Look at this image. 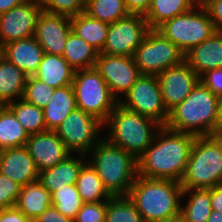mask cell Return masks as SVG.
Masks as SVG:
<instances>
[{"label": "cell", "mask_w": 222, "mask_h": 222, "mask_svg": "<svg viewBox=\"0 0 222 222\" xmlns=\"http://www.w3.org/2000/svg\"><path fill=\"white\" fill-rule=\"evenodd\" d=\"M195 138V135L162 126L152 144L137 159V175L180 182Z\"/></svg>", "instance_id": "cell-1"}, {"label": "cell", "mask_w": 222, "mask_h": 222, "mask_svg": "<svg viewBox=\"0 0 222 222\" xmlns=\"http://www.w3.org/2000/svg\"><path fill=\"white\" fill-rule=\"evenodd\" d=\"M219 116V96L199 81L187 98L169 111L165 127L195 136H212L219 134Z\"/></svg>", "instance_id": "cell-2"}, {"label": "cell", "mask_w": 222, "mask_h": 222, "mask_svg": "<svg viewBox=\"0 0 222 222\" xmlns=\"http://www.w3.org/2000/svg\"><path fill=\"white\" fill-rule=\"evenodd\" d=\"M182 193L179 181L137 175L127 196L144 222H162L180 216Z\"/></svg>", "instance_id": "cell-3"}, {"label": "cell", "mask_w": 222, "mask_h": 222, "mask_svg": "<svg viewBox=\"0 0 222 222\" xmlns=\"http://www.w3.org/2000/svg\"><path fill=\"white\" fill-rule=\"evenodd\" d=\"M89 162L111 196H127L137 177V159L102 138L88 153Z\"/></svg>", "instance_id": "cell-4"}, {"label": "cell", "mask_w": 222, "mask_h": 222, "mask_svg": "<svg viewBox=\"0 0 222 222\" xmlns=\"http://www.w3.org/2000/svg\"><path fill=\"white\" fill-rule=\"evenodd\" d=\"M110 129L106 140L123 148L138 159L152 144L162 125L125 109L119 103L114 107L104 126Z\"/></svg>", "instance_id": "cell-5"}, {"label": "cell", "mask_w": 222, "mask_h": 222, "mask_svg": "<svg viewBox=\"0 0 222 222\" xmlns=\"http://www.w3.org/2000/svg\"><path fill=\"white\" fill-rule=\"evenodd\" d=\"M180 183L183 189H209L222 184V134L196 136Z\"/></svg>", "instance_id": "cell-6"}, {"label": "cell", "mask_w": 222, "mask_h": 222, "mask_svg": "<svg viewBox=\"0 0 222 222\" xmlns=\"http://www.w3.org/2000/svg\"><path fill=\"white\" fill-rule=\"evenodd\" d=\"M156 30L177 45L184 54L216 32L201 3L192 10L167 20Z\"/></svg>", "instance_id": "cell-7"}, {"label": "cell", "mask_w": 222, "mask_h": 222, "mask_svg": "<svg viewBox=\"0 0 222 222\" xmlns=\"http://www.w3.org/2000/svg\"><path fill=\"white\" fill-rule=\"evenodd\" d=\"M72 85L77 108L104 123L119 103L110 93L108 85L94 68L75 71Z\"/></svg>", "instance_id": "cell-8"}, {"label": "cell", "mask_w": 222, "mask_h": 222, "mask_svg": "<svg viewBox=\"0 0 222 222\" xmlns=\"http://www.w3.org/2000/svg\"><path fill=\"white\" fill-rule=\"evenodd\" d=\"M141 75H155L184 61V53L156 29H150L134 53Z\"/></svg>", "instance_id": "cell-9"}, {"label": "cell", "mask_w": 222, "mask_h": 222, "mask_svg": "<svg viewBox=\"0 0 222 222\" xmlns=\"http://www.w3.org/2000/svg\"><path fill=\"white\" fill-rule=\"evenodd\" d=\"M124 97L125 99L121 98L119 104L125 109L165 126L169 112L163 103L157 76L140 75Z\"/></svg>", "instance_id": "cell-10"}, {"label": "cell", "mask_w": 222, "mask_h": 222, "mask_svg": "<svg viewBox=\"0 0 222 222\" xmlns=\"http://www.w3.org/2000/svg\"><path fill=\"white\" fill-rule=\"evenodd\" d=\"M102 127L103 123L96 117L76 108L55 129V133L71 153L88 155L102 139L99 137V130Z\"/></svg>", "instance_id": "cell-11"}, {"label": "cell", "mask_w": 222, "mask_h": 222, "mask_svg": "<svg viewBox=\"0 0 222 222\" xmlns=\"http://www.w3.org/2000/svg\"><path fill=\"white\" fill-rule=\"evenodd\" d=\"M149 30L143 15L129 14L109 24L106 43L100 53L133 57Z\"/></svg>", "instance_id": "cell-12"}, {"label": "cell", "mask_w": 222, "mask_h": 222, "mask_svg": "<svg viewBox=\"0 0 222 222\" xmlns=\"http://www.w3.org/2000/svg\"><path fill=\"white\" fill-rule=\"evenodd\" d=\"M95 69L108 85L111 95L119 102L118 93L126 95L141 73L134 57L99 53Z\"/></svg>", "instance_id": "cell-13"}, {"label": "cell", "mask_w": 222, "mask_h": 222, "mask_svg": "<svg viewBox=\"0 0 222 222\" xmlns=\"http://www.w3.org/2000/svg\"><path fill=\"white\" fill-rule=\"evenodd\" d=\"M41 12L42 7L37 0H27L0 14V49L10 42L34 36Z\"/></svg>", "instance_id": "cell-14"}, {"label": "cell", "mask_w": 222, "mask_h": 222, "mask_svg": "<svg viewBox=\"0 0 222 222\" xmlns=\"http://www.w3.org/2000/svg\"><path fill=\"white\" fill-rule=\"evenodd\" d=\"M157 78L168 112L182 103L200 81V76L185 61L161 72Z\"/></svg>", "instance_id": "cell-15"}, {"label": "cell", "mask_w": 222, "mask_h": 222, "mask_svg": "<svg viewBox=\"0 0 222 222\" xmlns=\"http://www.w3.org/2000/svg\"><path fill=\"white\" fill-rule=\"evenodd\" d=\"M70 32V17L42 11L37 19L34 37L45 53L62 56Z\"/></svg>", "instance_id": "cell-16"}, {"label": "cell", "mask_w": 222, "mask_h": 222, "mask_svg": "<svg viewBox=\"0 0 222 222\" xmlns=\"http://www.w3.org/2000/svg\"><path fill=\"white\" fill-rule=\"evenodd\" d=\"M37 170L53 167L72 154L55 131L31 134L25 144Z\"/></svg>", "instance_id": "cell-17"}, {"label": "cell", "mask_w": 222, "mask_h": 222, "mask_svg": "<svg viewBox=\"0 0 222 222\" xmlns=\"http://www.w3.org/2000/svg\"><path fill=\"white\" fill-rule=\"evenodd\" d=\"M0 173L21 186L39 179V171L25 146L0 150Z\"/></svg>", "instance_id": "cell-18"}, {"label": "cell", "mask_w": 222, "mask_h": 222, "mask_svg": "<svg viewBox=\"0 0 222 222\" xmlns=\"http://www.w3.org/2000/svg\"><path fill=\"white\" fill-rule=\"evenodd\" d=\"M0 54L16 65L27 76H34L45 54L34 36L4 45Z\"/></svg>", "instance_id": "cell-19"}, {"label": "cell", "mask_w": 222, "mask_h": 222, "mask_svg": "<svg viewBox=\"0 0 222 222\" xmlns=\"http://www.w3.org/2000/svg\"><path fill=\"white\" fill-rule=\"evenodd\" d=\"M184 61L201 77L205 72L222 68V32H215L184 54Z\"/></svg>", "instance_id": "cell-20"}, {"label": "cell", "mask_w": 222, "mask_h": 222, "mask_svg": "<svg viewBox=\"0 0 222 222\" xmlns=\"http://www.w3.org/2000/svg\"><path fill=\"white\" fill-rule=\"evenodd\" d=\"M86 156L70 154L57 165L40 171L38 180L51 194L67 184H76L80 169L88 162Z\"/></svg>", "instance_id": "cell-21"}, {"label": "cell", "mask_w": 222, "mask_h": 222, "mask_svg": "<svg viewBox=\"0 0 222 222\" xmlns=\"http://www.w3.org/2000/svg\"><path fill=\"white\" fill-rule=\"evenodd\" d=\"M77 108L73 85L56 88L51 100L42 109L47 130L55 131L62 121Z\"/></svg>", "instance_id": "cell-22"}, {"label": "cell", "mask_w": 222, "mask_h": 222, "mask_svg": "<svg viewBox=\"0 0 222 222\" xmlns=\"http://www.w3.org/2000/svg\"><path fill=\"white\" fill-rule=\"evenodd\" d=\"M74 73L63 56L45 53L34 77L56 89L71 85Z\"/></svg>", "instance_id": "cell-23"}, {"label": "cell", "mask_w": 222, "mask_h": 222, "mask_svg": "<svg viewBox=\"0 0 222 222\" xmlns=\"http://www.w3.org/2000/svg\"><path fill=\"white\" fill-rule=\"evenodd\" d=\"M51 205V193L36 180L21 186L15 207L33 222Z\"/></svg>", "instance_id": "cell-24"}, {"label": "cell", "mask_w": 222, "mask_h": 222, "mask_svg": "<svg viewBox=\"0 0 222 222\" xmlns=\"http://www.w3.org/2000/svg\"><path fill=\"white\" fill-rule=\"evenodd\" d=\"M27 78L21 69L0 54V104L6 105L21 99Z\"/></svg>", "instance_id": "cell-25"}, {"label": "cell", "mask_w": 222, "mask_h": 222, "mask_svg": "<svg viewBox=\"0 0 222 222\" xmlns=\"http://www.w3.org/2000/svg\"><path fill=\"white\" fill-rule=\"evenodd\" d=\"M200 2V0H152L144 17L150 29H157L167 20L192 10Z\"/></svg>", "instance_id": "cell-26"}, {"label": "cell", "mask_w": 222, "mask_h": 222, "mask_svg": "<svg viewBox=\"0 0 222 222\" xmlns=\"http://www.w3.org/2000/svg\"><path fill=\"white\" fill-rule=\"evenodd\" d=\"M70 20L71 31L100 53L106 43L109 24L92 18L84 12L70 17Z\"/></svg>", "instance_id": "cell-27"}, {"label": "cell", "mask_w": 222, "mask_h": 222, "mask_svg": "<svg viewBox=\"0 0 222 222\" xmlns=\"http://www.w3.org/2000/svg\"><path fill=\"white\" fill-rule=\"evenodd\" d=\"M99 52L72 31L63 51L64 59L75 70L94 68Z\"/></svg>", "instance_id": "cell-28"}, {"label": "cell", "mask_w": 222, "mask_h": 222, "mask_svg": "<svg viewBox=\"0 0 222 222\" xmlns=\"http://www.w3.org/2000/svg\"><path fill=\"white\" fill-rule=\"evenodd\" d=\"M76 187L83 203L104 202L112 197L89 162H86L80 169Z\"/></svg>", "instance_id": "cell-29"}, {"label": "cell", "mask_w": 222, "mask_h": 222, "mask_svg": "<svg viewBox=\"0 0 222 222\" xmlns=\"http://www.w3.org/2000/svg\"><path fill=\"white\" fill-rule=\"evenodd\" d=\"M193 193L187 204L180 208V217L184 222H207L212 211L210 188L209 189H183L184 196Z\"/></svg>", "instance_id": "cell-30"}, {"label": "cell", "mask_w": 222, "mask_h": 222, "mask_svg": "<svg viewBox=\"0 0 222 222\" xmlns=\"http://www.w3.org/2000/svg\"><path fill=\"white\" fill-rule=\"evenodd\" d=\"M29 134L6 106L0 107V150L25 146Z\"/></svg>", "instance_id": "cell-31"}, {"label": "cell", "mask_w": 222, "mask_h": 222, "mask_svg": "<svg viewBox=\"0 0 222 222\" xmlns=\"http://www.w3.org/2000/svg\"><path fill=\"white\" fill-rule=\"evenodd\" d=\"M6 106L29 135L47 131L42 108L35 106L23 98L10 102Z\"/></svg>", "instance_id": "cell-32"}, {"label": "cell", "mask_w": 222, "mask_h": 222, "mask_svg": "<svg viewBox=\"0 0 222 222\" xmlns=\"http://www.w3.org/2000/svg\"><path fill=\"white\" fill-rule=\"evenodd\" d=\"M84 13L108 24L129 15L124 0H87L84 3Z\"/></svg>", "instance_id": "cell-33"}, {"label": "cell", "mask_w": 222, "mask_h": 222, "mask_svg": "<svg viewBox=\"0 0 222 222\" xmlns=\"http://www.w3.org/2000/svg\"><path fill=\"white\" fill-rule=\"evenodd\" d=\"M105 222H144L128 196H112L107 201Z\"/></svg>", "instance_id": "cell-34"}, {"label": "cell", "mask_w": 222, "mask_h": 222, "mask_svg": "<svg viewBox=\"0 0 222 222\" xmlns=\"http://www.w3.org/2000/svg\"><path fill=\"white\" fill-rule=\"evenodd\" d=\"M52 206L60 213L75 219L82 208L83 201L77 191L76 184H67L51 194Z\"/></svg>", "instance_id": "cell-35"}, {"label": "cell", "mask_w": 222, "mask_h": 222, "mask_svg": "<svg viewBox=\"0 0 222 222\" xmlns=\"http://www.w3.org/2000/svg\"><path fill=\"white\" fill-rule=\"evenodd\" d=\"M55 89L34 76H28L23 99L39 108H44L51 100Z\"/></svg>", "instance_id": "cell-36"}, {"label": "cell", "mask_w": 222, "mask_h": 222, "mask_svg": "<svg viewBox=\"0 0 222 222\" xmlns=\"http://www.w3.org/2000/svg\"><path fill=\"white\" fill-rule=\"evenodd\" d=\"M42 11L73 17L84 12L83 0H37Z\"/></svg>", "instance_id": "cell-37"}, {"label": "cell", "mask_w": 222, "mask_h": 222, "mask_svg": "<svg viewBox=\"0 0 222 222\" xmlns=\"http://www.w3.org/2000/svg\"><path fill=\"white\" fill-rule=\"evenodd\" d=\"M21 185L0 173V210L15 207Z\"/></svg>", "instance_id": "cell-38"}, {"label": "cell", "mask_w": 222, "mask_h": 222, "mask_svg": "<svg viewBox=\"0 0 222 222\" xmlns=\"http://www.w3.org/2000/svg\"><path fill=\"white\" fill-rule=\"evenodd\" d=\"M107 201L83 203L74 222H105Z\"/></svg>", "instance_id": "cell-39"}, {"label": "cell", "mask_w": 222, "mask_h": 222, "mask_svg": "<svg viewBox=\"0 0 222 222\" xmlns=\"http://www.w3.org/2000/svg\"><path fill=\"white\" fill-rule=\"evenodd\" d=\"M200 81L215 95L222 96V68L205 72L200 77Z\"/></svg>", "instance_id": "cell-40"}, {"label": "cell", "mask_w": 222, "mask_h": 222, "mask_svg": "<svg viewBox=\"0 0 222 222\" xmlns=\"http://www.w3.org/2000/svg\"><path fill=\"white\" fill-rule=\"evenodd\" d=\"M207 10L216 32H222V0H201Z\"/></svg>", "instance_id": "cell-41"}, {"label": "cell", "mask_w": 222, "mask_h": 222, "mask_svg": "<svg viewBox=\"0 0 222 222\" xmlns=\"http://www.w3.org/2000/svg\"><path fill=\"white\" fill-rule=\"evenodd\" d=\"M33 222H74V220L64 216L51 205Z\"/></svg>", "instance_id": "cell-42"}, {"label": "cell", "mask_w": 222, "mask_h": 222, "mask_svg": "<svg viewBox=\"0 0 222 222\" xmlns=\"http://www.w3.org/2000/svg\"><path fill=\"white\" fill-rule=\"evenodd\" d=\"M0 222H32L16 207L0 210Z\"/></svg>", "instance_id": "cell-43"}, {"label": "cell", "mask_w": 222, "mask_h": 222, "mask_svg": "<svg viewBox=\"0 0 222 222\" xmlns=\"http://www.w3.org/2000/svg\"><path fill=\"white\" fill-rule=\"evenodd\" d=\"M152 0H124L129 14L145 15L148 12Z\"/></svg>", "instance_id": "cell-44"}, {"label": "cell", "mask_w": 222, "mask_h": 222, "mask_svg": "<svg viewBox=\"0 0 222 222\" xmlns=\"http://www.w3.org/2000/svg\"><path fill=\"white\" fill-rule=\"evenodd\" d=\"M210 198L212 210L222 213V184L210 188Z\"/></svg>", "instance_id": "cell-45"}, {"label": "cell", "mask_w": 222, "mask_h": 222, "mask_svg": "<svg viewBox=\"0 0 222 222\" xmlns=\"http://www.w3.org/2000/svg\"><path fill=\"white\" fill-rule=\"evenodd\" d=\"M27 0H0V14H3L10 9L17 7Z\"/></svg>", "instance_id": "cell-46"}, {"label": "cell", "mask_w": 222, "mask_h": 222, "mask_svg": "<svg viewBox=\"0 0 222 222\" xmlns=\"http://www.w3.org/2000/svg\"><path fill=\"white\" fill-rule=\"evenodd\" d=\"M207 222H222V213L216 210H212Z\"/></svg>", "instance_id": "cell-47"}, {"label": "cell", "mask_w": 222, "mask_h": 222, "mask_svg": "<svg viewBox=\"0 0 222 222\" xmlns=\"http://www.w3.org/2000/svg\"><path fill=\"white\" fill-rule=\"evenodd\" d=\"M219 101H220L219 134H222V96L219 97Z\"/></svg>", "instance_id": "cell-48"}, {"label": "cell", "mask_w": 222, "mask_h": 222, "mask_svg": "<svg viewBox=\"0 0 222 222\" xmlns=\"http://www.w3.org/2000/svg\"><path fill=\"white\" fill-rule=\"evenodd\" d=\"M162 222H184L183 219L179 216L177 218L167 220V221H162Z\"/></svg>", "instance_id": "cell-49"}]
</instances>
